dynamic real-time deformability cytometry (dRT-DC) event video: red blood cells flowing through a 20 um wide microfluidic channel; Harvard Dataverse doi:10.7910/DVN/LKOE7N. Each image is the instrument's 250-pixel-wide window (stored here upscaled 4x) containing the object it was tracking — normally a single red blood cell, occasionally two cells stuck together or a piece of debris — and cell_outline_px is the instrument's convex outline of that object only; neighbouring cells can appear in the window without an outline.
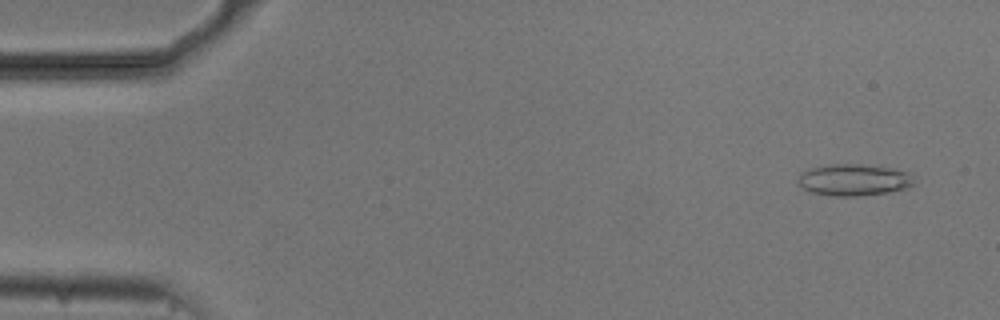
{"species": "common noctule bat (a hibernating species)", "species_latin": "Nyctalus noctula", "temperature_condition": "cold", "stored_images_in_passage": 54, "camera_frame_rate_fps": 3000, "um_per_image_px": 0.085, "animal": {"sex": "male", "body_mass_g": 20.5, "forearm_length_mm": 52.5}, "frame": {"image": 1, "passage_image": 3, "time_ms": 0.667, "image_size_px": [1000, 320], "cell_outline_px": [[916, 184], [908, 188], [888, 192], [856, 196], [832, 196], [812, 192], [804, 188], [796, 180], [800, 172], [812, 168], [832, 164], [860, 164], [892, 168], [912, 172]], "centroid_in_image_um": [72.63, 15.28], "position_along_channel_um": 12.4, "area_um2": 21.62}}
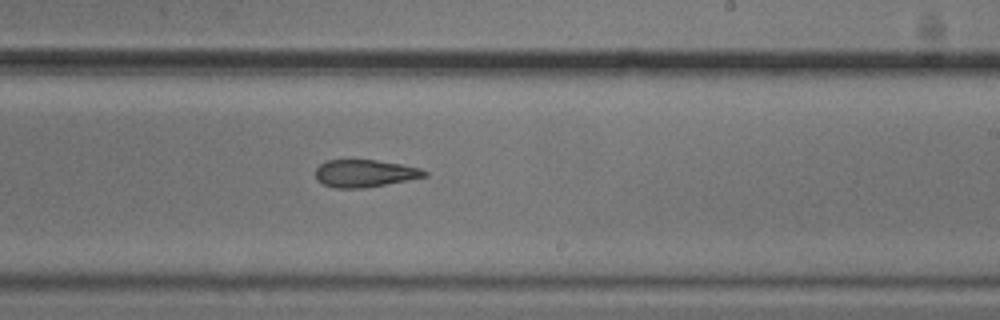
{"frame": {"image": 2, "passage_image": 32, "time_ms": 10.333, "image_size_px": [1000, 320], "cell_outline_px": [[428, 176], [408, 180], [364, 188], [332, 188], [316, 180], [316, 168], [324, 160], [376, 160], [400, 164], [420, 168], [428, 172]], "centroid_in_image_um": [30.99, 14.74], "position_along_channel_um": 258.0, "area_um2": 17.46}}
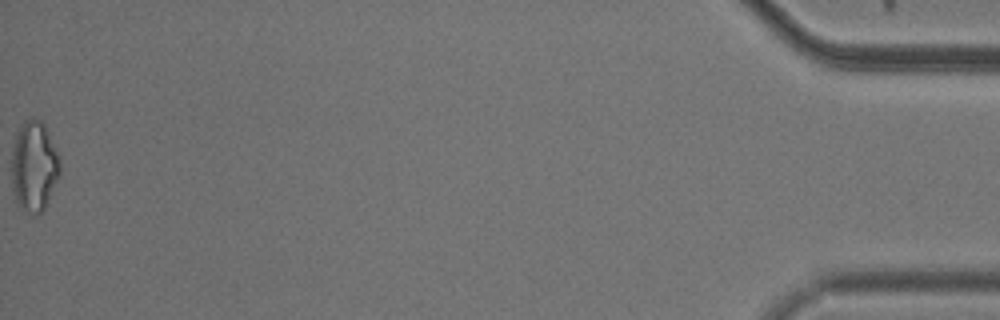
{"frame": {"image": 3, "passage_image": 54, "time_ms": 17.667, "image_size_px": [1000, 320], "cell_outline_px": [[60, 176], [44, 208], [40, 212], [32, 216], [24, 212], [16, 204], [12, 192], [12, 148], [20, 124], [28, 116], [32, 116], [40, 120], [44, 124], [60, 156]], "centroid_in_image_um": [2.89, 14.14], "position_along_channel_um": 432.3, "area_um2": 26.07}, "authors_computed_cell_mechanics": {"area_um2": 18.9873, "velocity_mm_per_s": 3.7319, "shape_relaxation_time_tau1_ms": 7.5511, "shape_relaxation_time_tau2_ms": 2.1015, "deformation_change_tau1": 0.1874, "deformation_change_tau2": 0.1053}}